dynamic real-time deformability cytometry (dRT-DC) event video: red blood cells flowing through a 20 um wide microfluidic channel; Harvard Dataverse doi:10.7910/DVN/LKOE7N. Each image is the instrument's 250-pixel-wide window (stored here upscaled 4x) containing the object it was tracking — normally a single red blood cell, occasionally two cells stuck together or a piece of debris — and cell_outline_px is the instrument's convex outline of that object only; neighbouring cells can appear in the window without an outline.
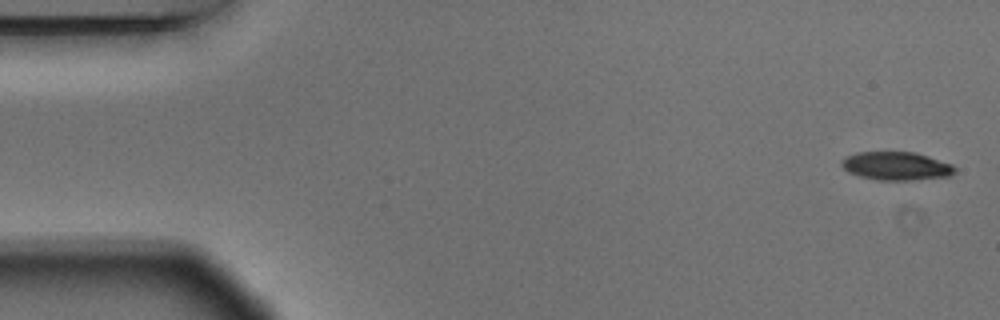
{"species": "Egyptian fruit bat (a non-hibernating species)", "species_latin": "Rousettus aegyptiacus", "temperature_condition": "warm", "stored_images_in_passage": 5, "camera_frame_rate_fps": 3000, "um_per_image_px": 0.085, "animal": {"sex": "male"}, "frame": {"image": 1, "passage_image": 1, "time_ms": 0.0, "image_size_px": [1000, 320], "cell_outline_px": [[956, 172], [952, 176], [912, 180], [876, 180], [860, 176], [848, 172], [840, 164], [840, 160], [856, 152], [916, 152], [952, 164], [956, 168]], "centroid_in_image_um": [76.2, 14.11], "position_along_channel_um": 8.8, "area_um2": 18.84}}
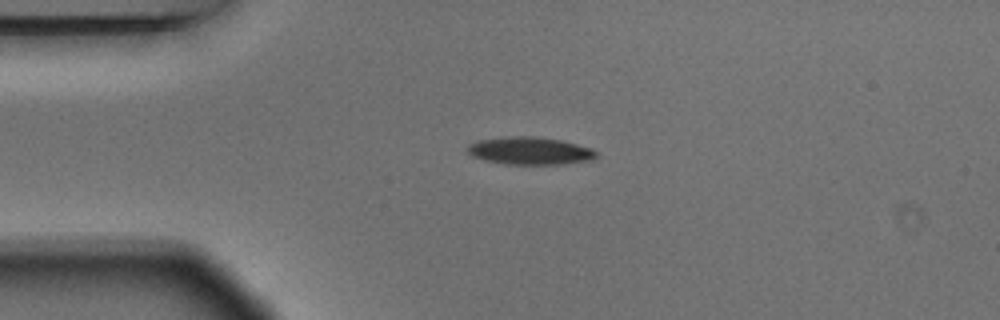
{"frame": {"image": 2, "passage_image": 4, "time_ms": 1.0, "image_size_px": [1000, 320], "cell_outline_px": [[600, 156], [592, 160], [560, 164], [508, 164], [484, 160], [472, 156], [464, 148], [468, 144], [476, 140], [512, 136], [536, 136], [560, 140], [592, 148]], "centroid_in_image_um": [45.02, 12.81], "position_along_channel_um": 40.0, "area_um2": 20.87}}
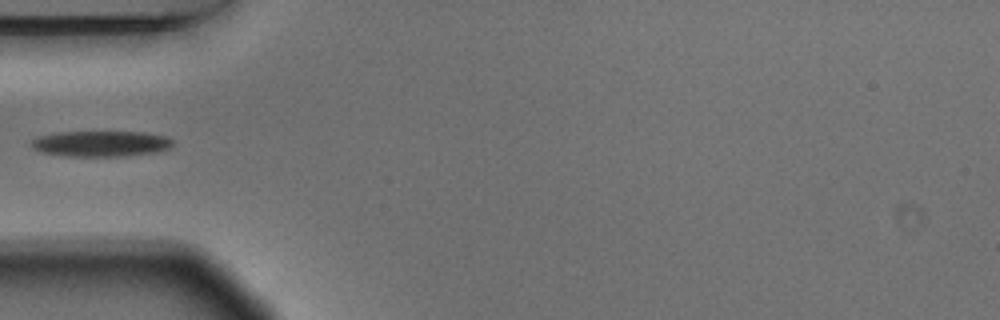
{"frame": {"image": 3, "passage_image": 5, "time_ms": 1.333, "image_size_px": [1000, 320], "cell_outline_px": [[172, 144], [168, 148], [156, 152], [124, 156], [64, 156], [44, 152], [32, 148], [28, 144], [32, 140], [40, 136], [56, 132], [144, 132], [168, 136], [172, 140]], "centroid_in_image_um": [8.56, 12.21], "position_along_channel_um": 76.4, "area_um2": 21.21}}